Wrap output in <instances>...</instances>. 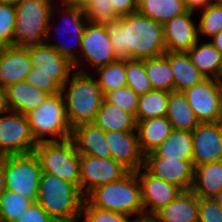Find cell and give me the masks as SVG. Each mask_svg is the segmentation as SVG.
Listing matches in <instances>:
<instances>
[{"label":"cell","instance_id":"6da1fadb","mask_svg":"<svg viewBox=\"0 0 222 222\" xmlns=\"http://www.w3.org/2000/svg\"><path fill=\"white\" fill-rule=\"evenodd\" d=\"M105 24L116 60H143L166 53L163 25L138 11Z\"/></svg>","mask_w":222,"mask_h":222},{"label":"cell","instance_id":"7a4b0ae2","mask_svg":"<svg viewBox=\"0 0 222 222\" xmlns=\"http://www.w3.org/2000/svg\"><path fill=\"white\" fill-rule=\"evenodd\" d=\"M61 94L71 128L93 123L104 100L94 75L78 70L62 85Z\"/></svg>","mask_w":222,"mask_h":222},{"label":"cell","instance_id":"3957f363","mask_svg":"<svg viewBox=\"0 0 222 222\" xmlns=\"http://www.w3.org/2000/svg\"><path fill=\"white\" fill-rule=\"evenodd\" d=\"M84 200L77 185L52 174H41L36 202L56 222H80Z\"/></svg>","mask_w":222,"mask_h":222},{"label":"cell","instance_id":"277c9868","mask_svg":"<svg viewBox=\"0 0 222 222\" xmlns=\"http://www.w3.org/2000/svg\"><path fill=\"white\" fill-rule=\"evenodd\" d=\"M85 199L94 207L143 218L141 187L135 172L95 187Z\"/></svg>","mask_w":222,"mask_h":222},{"label":"cell","instance_id":"5b68a950","mask_svg":"<svg viewBox=\"0 0 222 222\" xmlns=\"http://www.w3.org/2000/svg\"><path fill=\"white\" fill-rule=\"evenodd\" d=\"M54 0H21L15 5V28L11 46L30 48L45 43Z\"/></svg>","mask_w":222,"mask_h":222},{"label":"cell","instance_id":"8992f818","mask_svg":"<svg viewBox=\"0 0 222 222\" xmlns=\"http://www.w3.org/2000/svg\"><path fill=\"white\" fill-rule=\"evenodd\" d=\"M26 117L37 142L60 141L71 136L72 128L61 93L49 95L35 109L26 113Z\"/></svg>","mask_w":222,"mask_h":222},{"label":"cell","instance_id":"52a82bcc","mask_svg":"<svg viewBox=\"0 0 222 222\" xmlns=\"http://www.w3.org/2000/svg\"><path fill=\"white\" fill-rule=\"evenodd\" d=\"M59 7V8H58ZM59 13L62 11L64 13ZM61 9V10H60ZM58 13L59 19H61V26H55V24H52L51 22L55 20V17L57 15L55 14ZM56 15V16H55ZM61 15V17H60ZM88 23V19L86 18L83 9L81 7H75V6H69L60 3L59 5L54 4L51 14H50V20L46 29V36H45V43L50 45L52 48H54L60 55L63 57L68 58L73 64H75L79 60V55H80V50H81V39H82V34L85 28V25ZM66 24V25H65ZM65 25V26H64ZM70 26L71 29H70ZM55 30V33L57 34L54 39H52L54 36L53 31ZM72 32V33H71ZM65 33H68V36L71 37V44L66 43V38L65 40L63 39L62 35ZM74 34V36L72 35ZM60 37L63 39V42H60ZM59 39V41L56 40ZM51 40H54L51 41ZM56 41V42H55ZM53 42V43H52ZM74 42V43H73ZM75 44L74 45H72Z\"/></svg>","mask_w":222,"mask_h":222},{"label":"cell","instance_id":"ba28073f","mask_svg":"<svg viewBox=\"0 0 222 222\" xmlns=\"http://www.w3.org/2000/svg\"><path fill=\"white\" fill-rule=\"evenodd\" d=\"M42 173L52 174L80 189V154L71 139L38 142L34 149Z\"/></svg>","mask_w":222,"mask_h":222},{"label":"cell","instance_id":"9c48e42d","mask_svg":"<svg viewBox=\"0 0 222 222\" xmlns=\"http://www.w3.org/2000/svg\"><path fill=\"white\" fill-rule=\"evenodd\" d=\"M6 190L37 200L42 174L38 157L34 153L3 157Z\"/></svg>","mask_w":222,"mask_h":222},{"label":"cell","instance_id":"30bf717a","mask_svg":"<svg viewBox=\"0 0 222 222\" xmlns=\"http://www.w3.org/2000/svg\"><path fill=\"white\" fill-rule=\"evenodd\" d=\"M114 61L116 58L106 24L88 22L82 34L79 60L74 64L75 70L89 73V67L93 72Z\"/></svg>","mask_w":222,"mask_h":222},{"label":"cell","instance_id":"8fae6325","mask_svg":"<svg viewBox=\"0 0 222 222\" xmlns=\"http://www.w3.org/2000/svg\"><path fill=\"white\" fill-rule=\"evenodd\" d=\"M37 143L26 114L8 110L0 115V158L34 153Z\"/></svg>","mask_w":222,"mask_h":222},{"label":"cell","instance_id":"7c38bea8","mask_svg":"<svg viewBox=\"0 0 222 222\" xmlns=\"http://www.w3.org/2000/svg\"><path fill=\"white\" fill-rule=\"evenodd\" d=\"M183 93L200 123L219 121L222 115V80L205 78Z\"/></svg>","mask_w":222,"mask_h":222},{"label":"cell","instance_id":"4fadbf2b","mask_svg":"<svg viewBox=\"0 0 222 222\" xmlns=\"http://www.w3.org/2000/svg\"><path fill=\"white\" fill-rule=\"evenodd\" d=\"M129 170L113 158L80 155V191L86 196L95 187L123 178Z\"/></svg>","mask_w":222,"mask_h":222},{"label":"cell","instance_id":"5bb4252c","mask_svg":"<svg viewBox=\"0 0 222 222\" xmlns=\"http://www.w3.org/2000/svg\"><path fill=\"white\" fill-rule=\"evenodd\" d=\"M135 173L141 187L143 217H152L182 193L179 187L153 176L144 167Z\"/></svg>","mask_w":222,"mask_h":222},{"label":"cell","instance_id":"9a60e30c","mask_svg":"<svg viewBox=\"0 0 222 222\" xmlns=\"http://www.w3.org/2000/svg\"><path fill=\"white\" fill-rule=\"evenodd\" d=\"M31 74L50 75L61 87L75 71L74 64L47 43L27 48Z\"/></svg>","mask_w":222,"mask_h":222},{"label":"cell","instance_id":"2e32d148","mask_svg":"<svg viewBox=\"0 0 222 222\" xmlns=\"http://www.w3.org/2000/svg\"><path fill=\"white\" fill-rule=\"evenodd\" d=\"M191 134L194 167L222 161V131L219 122L200 123Z\"/></svg>","mask_w":222,"mask_h":222},{"label":"cell","instance_id":"e0dca14e","mask_svg":"<svg viewBox=\"0 0 222 222\" xmlns=\"http://www.w3.org/2000/svg\"><path fill=\"white\" fill-rule=\"evenodd\" d=\"M143 167L153 176L179 187L182 191L192 189L193 160L145 157Z\"/></svg>","mask_w":222,"mask_h":222},{"label":"cell","instance_id":"ac0fdd59","mask_svg":"<svg viewBox=\"0 0 222 222\" xmlns=\"http://www.w3.org/2000/svg\"><path fill=\"white\" fill-rule=\"evenodd\" d=\"M196 12L187 11L175 16L163 25L166 51L187 52L199 40L196 19L192 20Z\"/></svg>","mask_w":222,"mask_h":222},{"label":"cell","instance_id":"d6986e66","mask_svg":"<svg viewBox=\"0 0 222 222\" xmlns=\"http://www.w3.org/2000/svg\"><path fill=\"white\" fill-rule=\"evenodd\" d=\"M106 141L111 152V158L121 163L129 171L135 172L144 166V158L137 130L128 132H105Z\"/></svg>","mask_w":222,"mask_h":222},{"label":"cell","instance_id":"ffe728a7","mask_svg":"<svg viewBox=\"0 0 222 222\" xmlns=\"http://www.w3.org/2000/svg\"><path fill=\"white\" fill-rule=\"evenodd\" d=\"M32 65L27 49L18 46L0 48V87L24 81Z\"/></svg>","mask_w":222,"mask_h":222},{"label":"cell","instance_id":"44dd1931","mask_svg":"<svg viewBox=\"0 0 222 222\" xmlns=\"http://www.w3.org/2000/svg\"><path fill=\"white\" fill-rule=\"evenodd\" d=\"M70 139L80 155H91L100 159L111 158L105 132L94 123L73 127Z\"/></svg>","mask_w":222,"mask_h":222},{"label":"cell","instance_id":"7402d4cb","mask_svg":"<svg viewBox=\"0 0 222 222\" xmlns=\"http://www.w3.org/2000/svg\"><path fill=\"white\" fill-rule=\"evenodd\" d=\"M152 218L156 222H199V197L192 190L182 191Z\"/></svg>","mask_w":222,"mask_h":222},{"label":"cell","instance_id":"603a6c76","mask_svg":"<svg viewBox=\"0 0 222 222\" xmlns=\"http://www.w3.org/2000/svg\"><path fill=\"white\" fill-rule=\"evenodd\" d=\"M5 92L8 109L21 114L35 109L50 95L25 80L8 86Z\"/></svg>","mask_w":222,"mask_h":222},{"label":"cell","instance_id":"cb8c5ba5","mask_svg":"<svg viewBox=\"0 0 222 222\" xmlns=\"http://www.w3.org/2000/svg\"><path fill=\"white\" fill-rule=\"evenodd\" d=\"M136 130L140 148L146 155L160 146L169 137L173 128L167 117L163 116L138 121Z\"/></svg>","mask_w":222,"mask_h":222},{"label":"cell","instance_id":"d4e9b609","mask_svg":"<svg viewBox=\"0 0 222 222\" xmlns=\"http://www.w3.org/2000/svg\"><path fill=\"white\" fill-rule=\"evenodd\" d=\"M202 43V44H201ZM186 53L192 64L206 77L222 80V53L210 41H201Z\"/></svg>","mask_w":222,"mask_h":222},{"label":"cell","instance_id":"484cf974","mask_svg":"<svg viewBox=\"0 0 222 222\" xmlns=\"http://www.w3.org/2000/svg\"><path fill=\"white\" fill-rule=\"evenodd\" d=\"M167 60L170 63L174 80V91L183 92L206 77L192 64L186 52L167 51Z\"/></svg>","mask_w":222,"mask_h":222},{"label":"cell","instance_id":"4316f807","mask_svg":"<svg viewBox=\"0 0 222 222\" xmlns=\"http://www.w3.org/2000/svg\"><path fill=\"white\" fill-rule=\"evenodd\" d=\"M222 188V161L194 167L192 191L198 197L214 198Z\"/></svg>","mask_w":222,"mask_h":222},{"label":"cell","instance_id":"83f0119b","mask_svg":"<svg viewBox=\"0 0 222 222\" xmlns=\"http://www.w3.org/2000/svg\"><path fill=\"white\" fill-rule=\"evenodd\" d=\"M93 123L104 132L113 130L119 132L136 131L137 126L133 114L122 110L118 106L110 104L105 99Z\"/></svg>","mask_w":222,"mask_h":222},{"label":"cell","instance_id":"f1b7e54d","mask_svg":"<svg viewBox=\"0 0 222 222\" xmlns=\"http://www.w3.org/2000/svg\"><path fill=\"white\" fill-rule=\"evenodd\" d=\"M166 117L174 130L191 132L200 124L186 96L181 91L169 92Z\"/></svg>","mask_w":222,"mask_h":222},{"label":"cell","instance_id":"f546056e","mask_svg":"<svg viewBox=\"0 0 222 222\" xmlns=\"http://www.w3.org/2000/svg\"><path fill=\"white\" fill-rule=\"evenodd\" d=\"M145 157L192 160V134L189 131L172 130L169 137Z\"/></svg>","mask_w":222,"mask_h":222},{"label":"cell","instance_id":"4dcf8cb0","mask_svg":"<svg viewBox=\"0 0 222 222\" xmlns=\"http://www.w3.org/2000/svg\"><path fill=\"white\" fill-rule=\"evenodd\" d=\"M137 11L164 25L168 20L188 10L183 0H138Z\"/></svg>","mask_w":222,"mask_h":222},{"label":"cell","instance_id":"1f68e13d","mask_svg":"<svg viewBox=\"0 0 222 222\" xmlns=\"http://www.w3.org/2000/svg\"><path fill=\"white\" fill-rule=\"evenodd\" d=\"M144 67L153 90L174 91L173 74L167 60V51L164 55L144 59Z\"/></svg>","mask_w":222,"mask_h":222},{"label":"cell","instance_id":"d6a6232c","mask_svg":"<svg viewBox=\"0 0 222 222\" xmlns=\"http://www.w3.org/2000/svg\"><path fill=\"white\" fill-rule=\"evenodd\" d=\"M168 100L169 92L167 91L151 90L140 95L135 115L136 123L148 118L166 116Z\"/></svg>","mask_w":222,"mask_h":222},{"label":"cell","instance_id":"836d02e7","mask_svg":"<svg viewBox=\"0 0 222 222\" xmlns=\"http://www.w3.org/2000/svg\"><path fill=\"white\" fill-rule=\"evenodd\" d=\"M92 73L104 95L109 91L127 86L125 60H116L97 68Z\"/></svg>","mask_w":222,"mask_h":222},{"label":"cell","instance_id":"e575fe53","mask_svg":"<svg viewBox=\"0 0 222 222\" xmlns=\"http://www.w3.org/2000/svg\"><path fill=\"white\" fill-rule=\"evenodd\" d=\"M33 201L18 193L5 190L0 198V222H14Z\"/></svg>","mask_w":222,"mask_h":222},{"label":"cell","instance_id":"d590c367","mask_svg":"<svg viewBox=\"0 0 222 222\" xmlns=\"http://www.w3.org/2000/svg\"><path fill=\"white\" fill-rule=\"evenodd\" d=\"M199 22L197 23L198 37L212 38L222 30V5L217 3L209 4L202 9Z\"/></svg>","mask_w":222,"mask_h":222},{"label":"cell","instance_id":"8d00e7d4","mask_svg":"<svg viewBox=\"0 0 222 222\" xmlns=\"http://www.w3.org/2000/svg\"><path fill=\"white\" fill-rule=\"evenodd\" d=\"M125 73L127 86L131 88L138 96L153 90L150 80L146 75L144 59L125 60Z\"/></svg>","mask_w":222,"mask_h":222},{"label":"cell","instance_id":"74e56055","mask_svg":"<svg viewBox=\"0 0 222 222\" xmlns=\"http://www.w3.org/2000/svg\"><path fill=\"white\" fill-rule=\"evenodd\" d=\"M132 216L112 212L108 210H102L92 206L86 199L83 201L82 211L80 216V222H137L138 218Z\"/></svg>","mask_w":222,"mask_h":222},{"label":"cell","instance_id":"f35d334b","mask_svg":"<svg viewBox=\"0 0 222 222\" xmlns=\"http://www.w3.org/2000/svg\"><path fill=\"white\" fill-rule=\"evenodd\" d=\"M82 9L90 23L105 24L120 18L109 0H89Z\"/></svg>","mask_w":222,"mask_h":222},{"label":"cell","instance_id":"ab89813d","mask_svg":"<svg viewBox=\"0 0 222 222\" xmlns=\"http://www.w3.org/2000/svg\"><path fill=\"white\" fill-rule=\"evenodd\" d=\"M138 98L139 96L128 86L109 91L104 95L107 102L134 116L138 108Z\"/></svg>","mask_w":222,"mask_h":222},{"label":"cell","instance_id":"60d3db41","mask_svg":"<svg viewBox=\"0 0 222 222\" xmlns=\"http://www.w3.org/2000/svg\"><path fill=\"white\" fill-rule=\"evenodd\" d=\"M15 7L0 3V46H11L15 28Z\"/></svg>","mask_w":222,"mask_h":222},{"label":"cell","instance_id":"b9f144b4","mask_svg":"<svg viewBox=\"0 0 222 222\" xmlns=\"http://www.w3.org/2000/svg\"><path fill=\"white\" fill-rule=\"evenodd\" d=\"M199 222H222V209L214 198L199 197Z\"/></svg>","mask_w":222,"mask_h":222},{"label":"cell","instance_id":"7bdbcfd3","mask_svg":"<svg viewBox=\"0 0 222 222\" xmlns=\"http://www.w3.org/2000/svg\"><path fill=\"white\" fill-rule=\"evenodd\" d=\"M25 81L50 95L61 93V86L50 75L31 74L30 70L27 73Z\"/></svg>","mask_w":222,"mask_h":222},{"label":"cell","instance_id":"ee69618b","mask_svg":"<svg viewBox=\"0 0 222 222\" xmlns=\"http://www.w3.org/2000/svg\"><path fill=\"white\" fill-rule=\"evenodd\" d=\"M14 222H56L36 201Z\"/></svg>","mask_w":222,"mask_h":222},{"label":"cell","instance_id":"f6af8a7d","mask_svg":"<svg viewBox=\"0 0 222 222\" xmlns=\"http://www.w3.org/2000/svg\"><path fill=\"white\" fill-rule=\"evenodd\" d=\"M119 17L137 12L138 0H109Z\"/></svg>","mask_w":222,"mask_h":222},{"label":"cell","instance_id":"bcb514c9","mask_svg":"<svg viewBox=\"0 0 222 222\" xmlns=\"http://www.w3.org/2000/svg\"><path fill=\"white\" fill-rule=\"evenodd\" d=\"M188 11L195 12L205 9L209 4L214 3L213 0H183Z\"/></svg>","mask_w":222,"mask_h":222},{"label":"cell","instance_id":"7dc6e473","mask_svg":"<svg viewBox=\"0 0 222 222\" xmlns=\"http://www.w3.org/2000/svg\"><path fill=\"white\" fill-rule=\"evenodd\" d=\"M8 106H7V100H6V92L5 89L0 87V115L7 112Z\"/></svg>","mask_w":222,"mask_h":222},{"label":"cell","instance_id":"c3c4849f","mask_svg":"<svg viewBox=\"0 0 222 222\" xmlns=\"http://www.w3.org/2000/svg\"><path fill=\"white\" fill-rule=\"evenodd\" d=\"M211 44L222 53V30L209 40Z\"/></svg>","mask_w":222,"mask_h":222},{"label":"cell","instance_id":"681fc988","mask_svg":"<svg viewBox=\"0 0 222 222\" xmlns=\"http://www.w3.org/2000/svg\"><path fill=\"white\" fill-rule=\"evenodd\" d=\"M58 1V0H57ZM89 0H59L58 2L75 7L83 8Z\"/></svg>","mask_w":222,"mask_h":222},{"label":"cell","instance_id":"f907efd6","mask_svg":"<svg viewBox=\"0 0 222 222\" xmlns=\"http://www.w3.org/2000/svg\"><path fill=\"white\" fill-rule=\"evenodd\" d=\"M5 190H6V187H5V176H4V169H3V157H1L0 158V198L3 195Z\"/></svg>","mask_w":222,"mask_h":222},{"label":"cell","instance_id":"816d5d0a","mask_svg":"<svg viewBox=\"0 0 222 222\" xmlns=\"http://www.w3.org/2000/svg\"><path fill=\"white\" fill-rule=\"evenodd\" d=\"M214 199L217 201V204L222 209V188L219 190L217 195L214 197Z\"/></svg>","mask_w":222,"mask_h":222},{"label":"cell","instance_id":"f5cc1de1","mask_svg":"<svg viewBox=\"0 0 222 222\" xmlns=\"http://www.w3.org/2000/svg\"><path fill=\"white\" fill-rule=\"evenodd\" d=\"M21 0H0L1 4H6V5H17Z\"/></svg>","mask_w":222,"mask_h":222},{"label":"cell","instance_id":"db71d44e","mask_svg":"<svg viewBox=\"0 0 222 222\" xmlns=\"http://www.w3.org/2000/svg\"><path fill=\"white\" fill-rule=\"evenodd\" d=\"M137 222H156L152 217L139 218Z\"/></svg>","mask_w":222,"mask_h":222},{"label":"cell","instance_id":"11a10c76","mask_svg":"<svg viewBox=\"0 0 222 222\" xmlns=\"http://www.w3.org/2000/svg\"><path fill=\"white\" fill-rule=\"evenodd\" d=\"M213 1H214V3L222 5V0H213Z\"/></svg>","mask_w":222,"mask_h":222},{"label":"cell","instance_id":"9f6ffc18","mask_svg":"<svg viewBox=\"0 0 222 222\" xmlns=\"http://www.w3.org/2000/svg\"><path fill=\"white\" fill-rule=\"evenodd\" d=\"M219 125H220V128H221V131H222V120H219Z\"/></svg>","mask_w":222,"mask_h":222}]
</instances>
